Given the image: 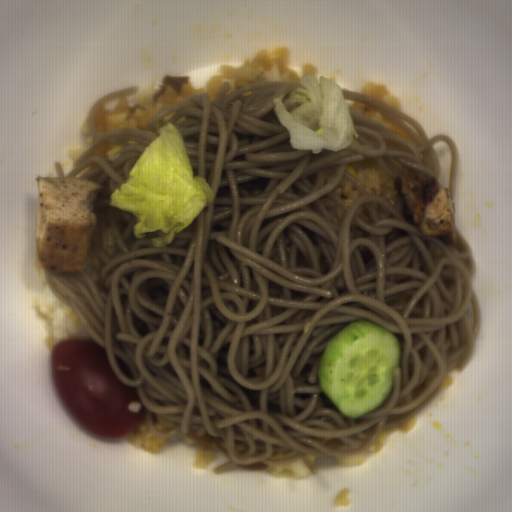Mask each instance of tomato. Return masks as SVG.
Listing matches in <instances>:
<instances>
[{
	"mask_svg": "<svg viewBox=\"0 0 512 512\" xmlns=\"http://www.w3.org/2000/svg\"><path fill=\"white\" fill-rule=\"evenodd\" d=\"M51 373L73 420L98 437H127L147 415L137 387L117 378L105 348L95 341L60 340Z\"/></svg>",
	"mask_w": 512,
	"mask_h": 512,
	"instance_id": "obj_1",
	"label": "tomato"
}]
</instances>
